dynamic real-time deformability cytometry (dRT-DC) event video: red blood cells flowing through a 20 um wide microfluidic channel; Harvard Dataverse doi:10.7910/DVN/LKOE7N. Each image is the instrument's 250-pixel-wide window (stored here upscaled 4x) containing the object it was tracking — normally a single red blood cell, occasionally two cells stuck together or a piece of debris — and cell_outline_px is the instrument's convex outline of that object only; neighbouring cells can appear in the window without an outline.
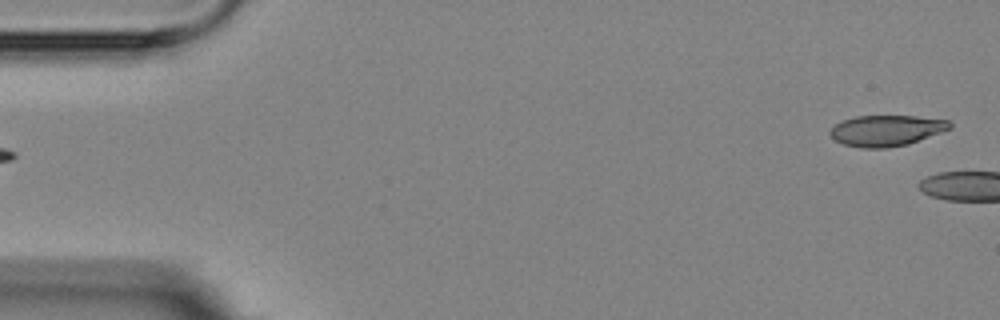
{"species": "Egyptian fruit bat (a non-hibernating species)", "species_latin": "Rousettus aegyptiacus", "temperature_condition": "room temperature", "stored_images_in_passage": 6, "segment_of_instrument_passage": [2, 2], "camera_frame_rate_fps": 3000, "um_per_image_px": 0.085, "animal": {"sex": "female"}, "frame": {"image": 1, "passage_image": 6, "time_ms": 6.0, "image_size_px": [1000, 320], "cell_outline_px": [[952, 128], [908, 144], [888, 148], [860, 148], [844, 144], [836, 140], [828, 132], [836, 124], [844, 120], [856, 116], [916, 116], [948, 120], [952, 124]], "centroid_in_image_um": [75.36, 11.1], "position_along_channel_um": 9.6, "area_um2": 21.44}}